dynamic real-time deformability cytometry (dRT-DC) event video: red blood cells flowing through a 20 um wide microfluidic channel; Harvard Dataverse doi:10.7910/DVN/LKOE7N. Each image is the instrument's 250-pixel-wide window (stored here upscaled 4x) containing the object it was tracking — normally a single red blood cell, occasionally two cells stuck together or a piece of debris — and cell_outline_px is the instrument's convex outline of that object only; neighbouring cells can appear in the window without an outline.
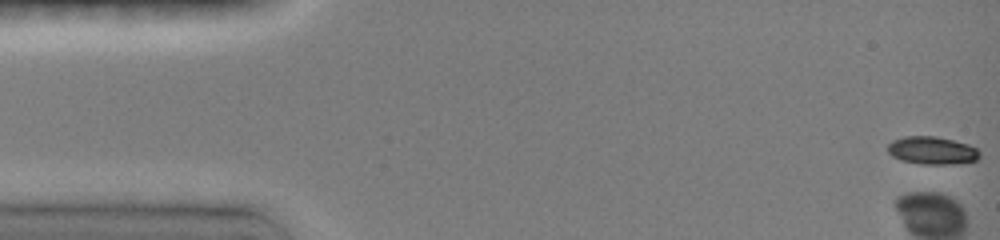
{"species": "common noctule bat (a hibernating species)", "species_latin": "Nyctalus noctula", "temperature_condition": "room temperature", "stored_images_in_passage": 5, "camera_frame_rate_fps": 3000, "um_per_image_px": 0.085, "animal": {"sex": "female", "body_mass_g": 19.0, "forearm_length_mm": 51.5}, "frame": {"image": 1, "passage_image": 1, "time_ms": 0.0, "image_size_px": [1000, 240], "cell_outline_px": [[980, 156], [976, 160], [944, 164], [924, 164], [904, 160], [892, 156], [888, 152], [888, 144], [892, 140], [904, 136], [936, 136], [968, 144], [976, 148], [980, 152]], "centroid_in_image_um": [79.21, 12.77], "position_along_channel_um": 5.8, "area_um2": 14.62}}